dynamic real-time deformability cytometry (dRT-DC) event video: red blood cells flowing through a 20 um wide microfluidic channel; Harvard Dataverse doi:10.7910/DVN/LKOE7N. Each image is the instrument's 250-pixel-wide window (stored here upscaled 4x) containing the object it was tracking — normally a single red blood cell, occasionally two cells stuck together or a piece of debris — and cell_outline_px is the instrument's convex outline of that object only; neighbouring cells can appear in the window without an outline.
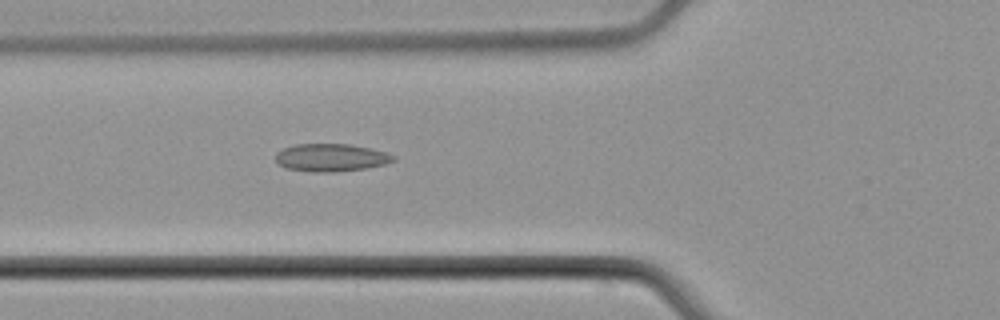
{"species": "common noctule bat (a hibernating species)", "species_latin": "Nyctalus noctula", "temperature_condition": "cold", "stored_images_in_passage": 2, "camera_frame_rate_fps": 3000, "um_per_image_px": 0.085, "animal": {"sex": "male", "body_mass_g": 21.5, "forearm_length_mm": 52.0}, "frame": {"image": 1, "passage_image": 2, "time_ms": 1.0, "image_size_px": [1000, 320], "cell_outline_px": [[396, 160], [384, 164], [368, 168], [332, 172], [312, 172], [284, 168], [276, 164], [276, 152], [284, 148], [296, 144], [348, 144], [372, 148], [388, 152], [396, 156]], "centroid_in_image_um": [28.14, 13.4], "position_along_channel_um": 97.7, "area_um2": 19.31}}